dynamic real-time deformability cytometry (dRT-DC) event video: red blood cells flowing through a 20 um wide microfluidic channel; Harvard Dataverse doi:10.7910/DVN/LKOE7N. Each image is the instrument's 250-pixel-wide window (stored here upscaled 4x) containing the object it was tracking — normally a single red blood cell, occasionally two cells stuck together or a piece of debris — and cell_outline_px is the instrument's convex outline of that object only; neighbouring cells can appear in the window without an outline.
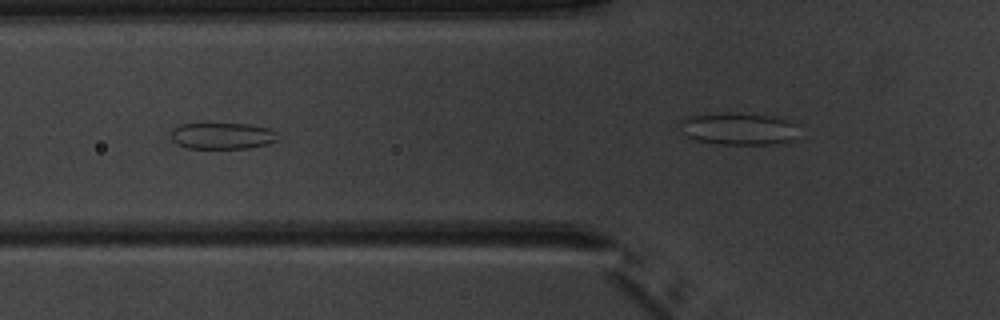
{"species": "common noctule bat (a hibernating species)", "species_latin": "Nyctalus noctula", "temperature_condition": "warm", "stored_images_in_passage": 8, "camera_frame_rate_fps": 3000, "um_per_image_px": 0.085, "animal": {"sex": "male", "body_mass_g": 20.1, "forearm_length_mm": 53.5}, "frame": {"image": 1, "passage_image": 6, "time_ms": 6.667, "image_size_px": [1000, 320], "cell_outline_px": [[280, 140], [268, 144], [248, 148], [188, 148], [176, 144], [172, 140], [172, 128], [180, 124], [248, 124], [268, 128], [276, 132], [280, 136]], "centroid_in_image_um": [18.93, 11.55], "position_along_channel_um": 106.9, "area_um2": 16.53}}
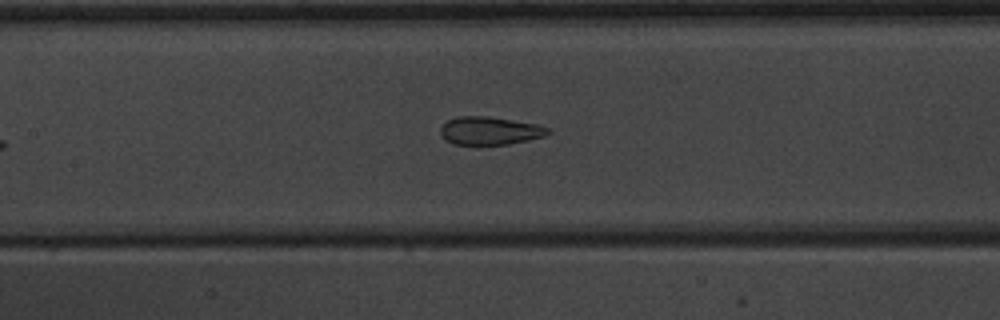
{"frame": {"image": 2, "passage_image": 8, "time_ms": 9.333, "image_size_px": [1000, 320], "cell_outline_px": [[552, 132], [544, 136], [528, 140], [508, 144], [452, 144], [444, 140], [440, 132], [440, 128], [448, 120], [456, 116], [488, 116], [540, 124], [548, 128]], "centroid_in_image_um": [41.64, 11.1], "position_along_channel_um": 165.8, "area_um2": 17.69}}